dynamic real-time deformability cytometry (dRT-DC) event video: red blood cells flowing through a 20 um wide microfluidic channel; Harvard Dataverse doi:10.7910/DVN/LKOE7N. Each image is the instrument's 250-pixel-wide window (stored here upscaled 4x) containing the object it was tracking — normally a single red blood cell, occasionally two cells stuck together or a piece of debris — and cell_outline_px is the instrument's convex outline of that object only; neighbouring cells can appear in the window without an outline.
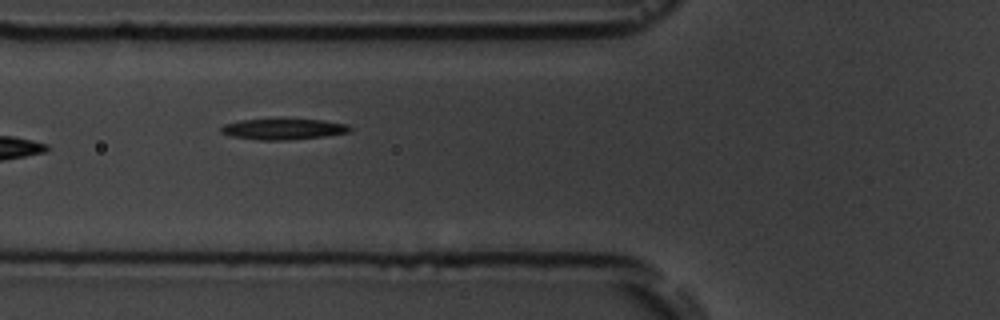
{"species": "common noctule bat (a hibernating species)", "species_latin": "Nyctalus noctula", "temperature_condition": "room temperature", "stored_images_in_passage": 7, "camera_frame_rate_fps": 3000, "um_per_image_px": 0.085, "animal": {"sex": "male", "body_mass_g": 19.5, "forearm_length_mm": 54.6}, "frame": {"image": 1, "passage_image": 6, "time_ms": 6.667, "image_size_px": [1000, 320], "cell_outline_px": [[352, 128], [348, 132], [324, 136], [284, 140], [260, 140], [232, 136], [220, 132], [220, 128], [224, 124], [240, 120], [280, 116], [284, 116], [324, 120], [348, 124]], "centroid_in_image_um": [24.07, 10.91], "position_along_channel_um": 101.7, "area_um2": 16.59}}
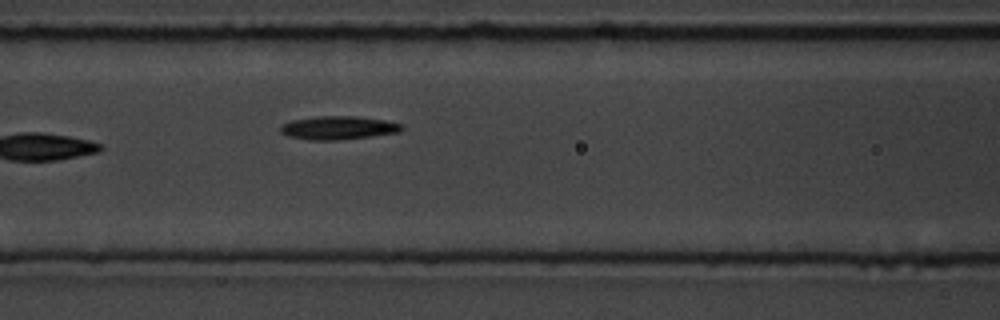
{"frame": {"image": 2, "passage_image": 7, "time_ms": 7.667, "image_size_px": [1000, 320], "cell_outline_px": [[404, 128], [400, 132], [372, 136], [340, 140], [308, 140], [288, 136], [280, 132], [280, 124], [292, 120], [316, 116], [356, 116], [384, 120], [400, 124]], "centroid_in_image_um": [28.72, 10.86], "position_along_channel_um": 137.9, "area_um2": 16.65}}